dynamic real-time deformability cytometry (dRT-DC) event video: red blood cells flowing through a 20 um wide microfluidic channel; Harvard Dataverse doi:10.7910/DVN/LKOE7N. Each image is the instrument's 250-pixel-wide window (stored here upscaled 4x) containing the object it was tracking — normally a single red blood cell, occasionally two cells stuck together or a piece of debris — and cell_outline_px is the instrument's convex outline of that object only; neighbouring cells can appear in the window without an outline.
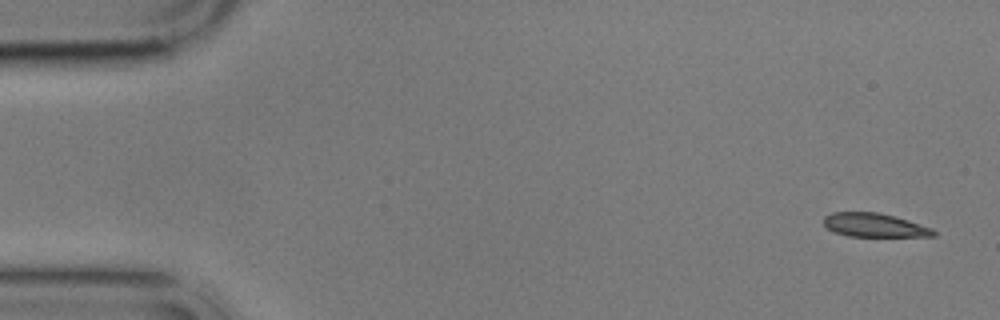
{"species": "common noctule bat (a hibernating species)", "species_latin": "Nyctalus noctula", "temperature_condition": "cold", "stored_images_in_passage": 5, "camera_frame_rate_fps": 3000, "um_per_image_px": 0.085, "animal": {"sex": "male", "body_mass_g": 17.9}, "frame": {"image": 1, "passage_image": 1, "time_ms": 0.0, "image_size_px": [1000, 320], "cell_outline_px": [[936, 236], [848, 236], [832, 232], [824, 224], [824, 216], [832, 212], [876, 212], [896, 216], [932, 228], [936, 232]], "centroid_in_image_um": [74.31, 19.13], "position_along_channel_um": 10.7, "area_um2": 15.2}}
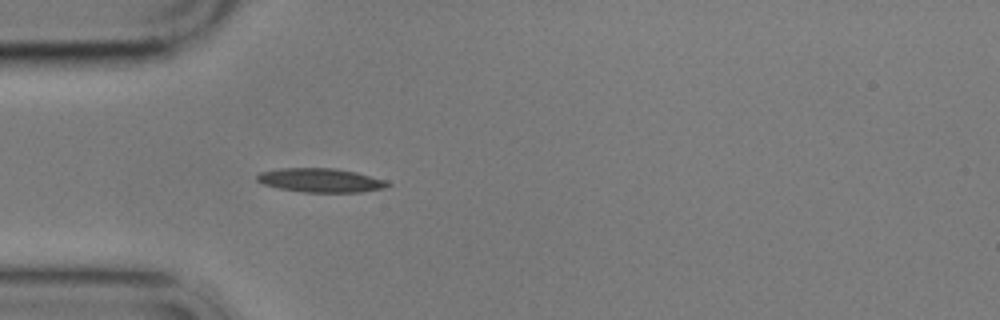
{"frame": {"image": 2, "passage_image": 5, "time_ms": 4.667, "image_size_px": [1000, 320], "cell_outline_px": [[392, 184], [384, 188], [360, 192], [304, 192], [280, 188], [264, 184], [256, 180], [256, 176], [260, 172], [280, 168], [336, 168], [356, 172], [388, 180]], "centroid_in_image_um": [27.29, 15.32], "position_along_channel_um": 57.7, "area_um2": 18.26}}